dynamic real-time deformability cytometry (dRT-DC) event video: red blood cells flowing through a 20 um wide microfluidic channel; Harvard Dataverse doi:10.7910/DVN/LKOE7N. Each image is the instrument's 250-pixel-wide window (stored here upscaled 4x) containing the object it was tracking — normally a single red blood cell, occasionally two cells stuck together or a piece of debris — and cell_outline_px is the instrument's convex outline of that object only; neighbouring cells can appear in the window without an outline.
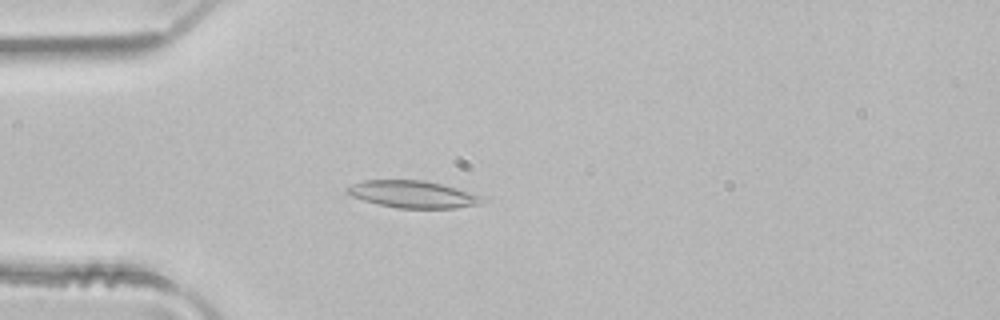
{"species": "common noctule bat (a hibernating species)", "species_latin": "Nyctalus noctula", "temperature_condition": "room temperature", "stored_images_in_passage": 3, "camera_frame_rate_fps": 3000, "um_per_image_px": 0.085, "animal": {"sex": "male", "body_mass_g": 21.5, "forearm_length_mm": 52.0}, "frame": {"image": 1, "passage_image": 3, "time_ms": 0.667, "image_size_px": [1000, 320], "cell_outline_px": [[484, 200], [480, 204], [452, 208], [396, 208], [364, 200], [352, 196], [344, 192], [344, 188], [352, 184], [364, 180], [424, 180], [472, 192], [484, 196]], "centroid_in_image_um": [35.08, 16.51], "position_along_channel_um": 49.9, "area_um2": 21.33}}